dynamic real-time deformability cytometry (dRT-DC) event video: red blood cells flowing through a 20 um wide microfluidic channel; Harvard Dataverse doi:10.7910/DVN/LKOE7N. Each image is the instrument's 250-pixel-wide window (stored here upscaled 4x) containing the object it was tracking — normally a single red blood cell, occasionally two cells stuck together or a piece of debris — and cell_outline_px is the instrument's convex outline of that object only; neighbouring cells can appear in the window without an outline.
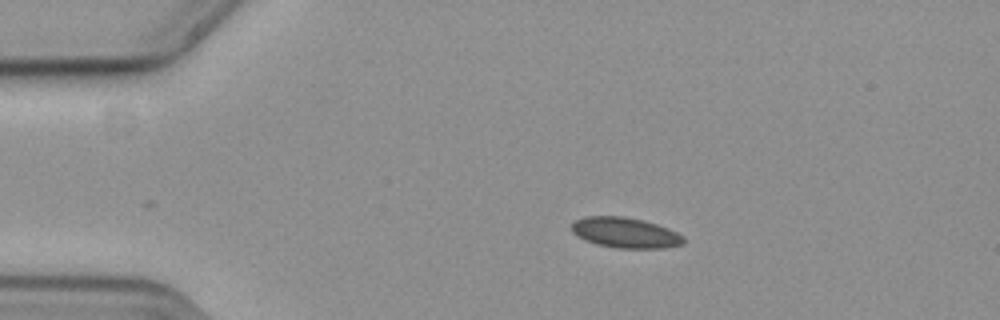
{"species": "common noctule bat (a hibernating species)", "species_latin": "Nyctalus noctula", "temperature_condition": "cold", "stored_images_in_passage": 34, "camera_frame_rate_fps": 3000, "um_per_image_px": 0.085, "animal": {"sex": "female", "body_mass_g": 19.3, "forearm_length_mm": 54.1}, "frame": {"image": 1, "passage_image": 1, "time_ms": 0.0, "image_size_px": [1000, 320], "cell_outline_px": [[684, 244], [664, 248], [616, 248], [596, 244], [584, 240], [576, 236], [572, 232], [572, 224], [576, 220], [584, 216], [624, 216], [644, 220], [668, 228], [684, 236]], "centroid_in_image_um": [53.14, 19.78], "position_along_channel_um": 31.9, "area_um2": 20.0}}
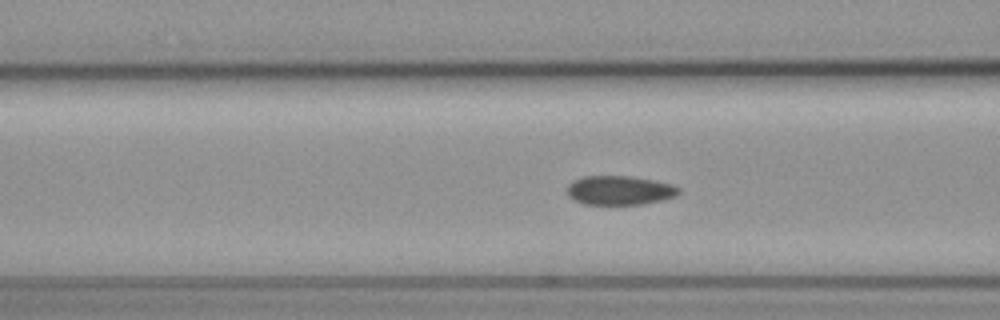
{"frame": {"image": 2, "passage_image": 12, "time_ms": 3.667, "image_size_px": [1000, 320], "cell_outline_px": [[680, 192], [676, 196], [664, 200], [640, 204], [584, 204], [568, 196], [568, 184], [572, 180], [584, 176], [628, 176], [652, 180], [672, 184], [680, 188]], "centroid_in_image_um": [52.68, 16.17], "position_along_channel_um": 113.9, "area_um2": 18.9}}
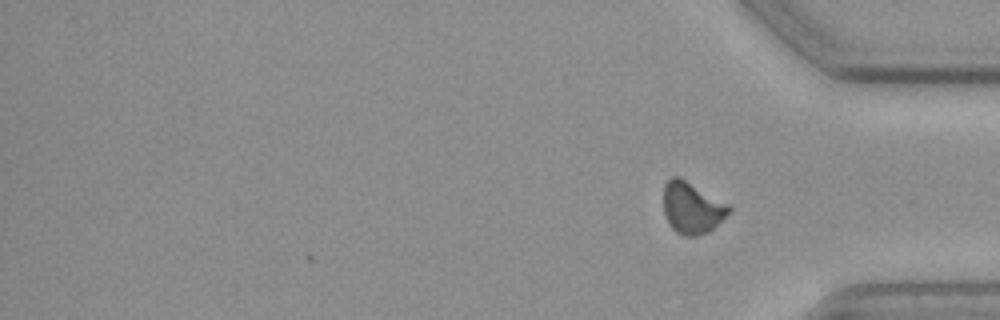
{"frame": {"image": 3, "passage_image": 34, "time_ms": 11.0, "image_size_px": [1000, 320], "cell_outline_px": [[732, 208], [708, 232], [696, 236], [684, 236], [676, 232], [668, 224], [664, 212], [664, 184], [672, 176], [680, 176], [728, 204]], "centroid_in_image_um": [58.77, 17.65], "position_along_channel_um": 376.4, "area_um2": 19.48}, "authors_computed_cell_mechanics": {"area_um2": 19.941, "velocity_mm_per_s": 3.648, "shape_relaxation_time_tau1_ms": 5.057, "shape_relaxation_time_tau2_ms": 6.3263, "deformation_change_tau1": 0.0745, "deformation_change_tau2": 0.0667}}